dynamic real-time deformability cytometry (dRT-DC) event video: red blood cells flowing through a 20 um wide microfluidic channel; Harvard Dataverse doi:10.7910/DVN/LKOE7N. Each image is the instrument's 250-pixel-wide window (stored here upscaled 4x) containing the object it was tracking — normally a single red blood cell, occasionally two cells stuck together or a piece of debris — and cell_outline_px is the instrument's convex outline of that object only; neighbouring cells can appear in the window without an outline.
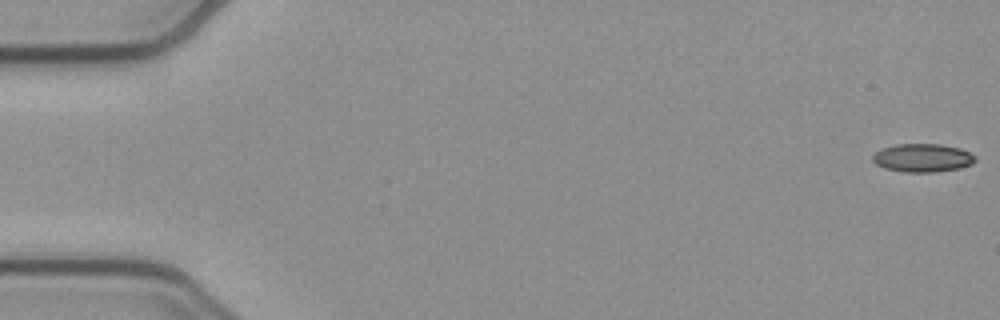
{"species": "common noctule bat (a hibernating species)", "species_latin": "Nyctalus noctula", "temperature_condition": "cold", "stored_images_in_passage": 53, "camera_frame_rate_fps": 3000, "um_per_image_px": 0.085, "animal": {"sex": "female", "body_mass_g": 21.9}, "frame": {"image": 1, "passage_image": 1, "time_ms": 0.0, "image_size_px": [1000, 320], "cell_outline_px": [[976, 160], [972, 164], [960, 168], [936, 172], [904, 172], [884, 168], [876, 164], [872, 160], [872, 152], [880, 148], [896, 144], [940, 144], [960, 148], [976, 156]], "centroid_in_image_um": [78.38, 13.41], "position_along_channel_um": 6.6, "area_um2": 17.17}}
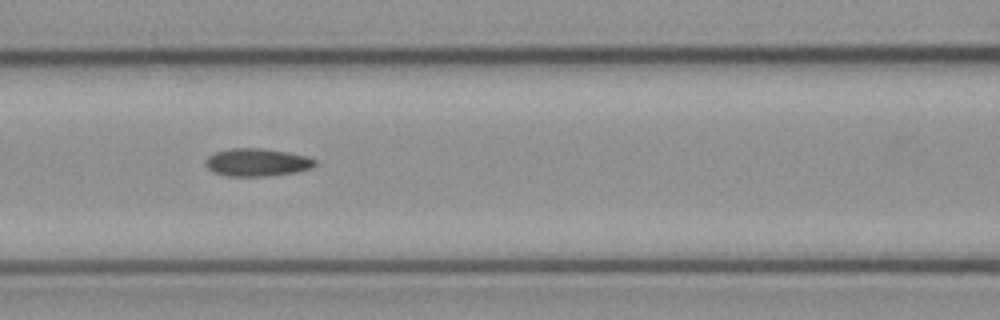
{"frame": {"image": 2, "passage_image": 23, "time_ms": 7.333, "image_size_px": [1000, 320], "cell_outline_px": [[316, 164], [312, 168], [296, 172], [268, 176], [228, 176], [212, 172], [204, 164], [204, 160], [208, 156], [216, 152], [232, 148], [264, 148], [288, 152], [308, 156], [316, 160]], "centroid_in_image_um": [21.85, 13.8], "position_along_channel_um": 144.8, "area_um2": 17.92}}
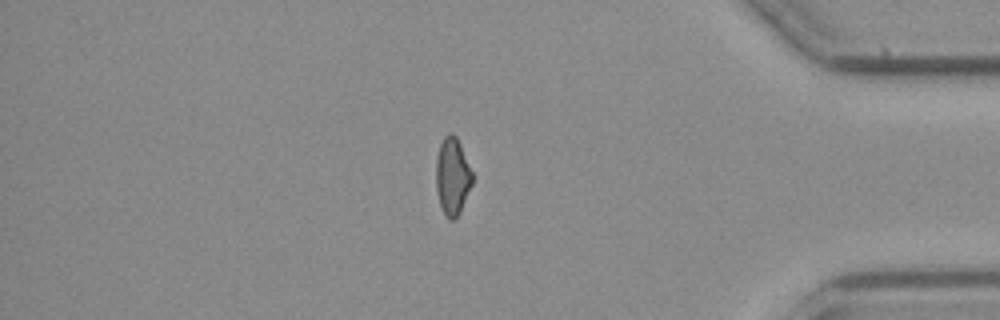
{"frame": {"image": 3, "passage_image": 45, "time_ms": 14.667, "image_size_px": [1000, 320], "cell_outline_px": [[472, 184], [460, 212], [452, 220], [448, 220], [444, 216], [440, 204], [436, 188], [436, 160], [440, 144], [444, 136], [448, 132], [452, 132], [456, 136], [460, 144], [472, 172]], "centroid_in_image_um": [38.44, 14.98], "position_along_channel_um": 396.8, "area_um2": 16.3}, "authors_computed_cell_mechanics": {"area_um2": 17.1088, "velocity_mm_per_s": 3.895, "shape_relaxation_time_tau1_ms": 9.3493, "shape_relaxation_time_tau2_ms": 8.9233, "deformation_change_tau1": 0.1557, "deformation_change_tau2": 0.1761}}